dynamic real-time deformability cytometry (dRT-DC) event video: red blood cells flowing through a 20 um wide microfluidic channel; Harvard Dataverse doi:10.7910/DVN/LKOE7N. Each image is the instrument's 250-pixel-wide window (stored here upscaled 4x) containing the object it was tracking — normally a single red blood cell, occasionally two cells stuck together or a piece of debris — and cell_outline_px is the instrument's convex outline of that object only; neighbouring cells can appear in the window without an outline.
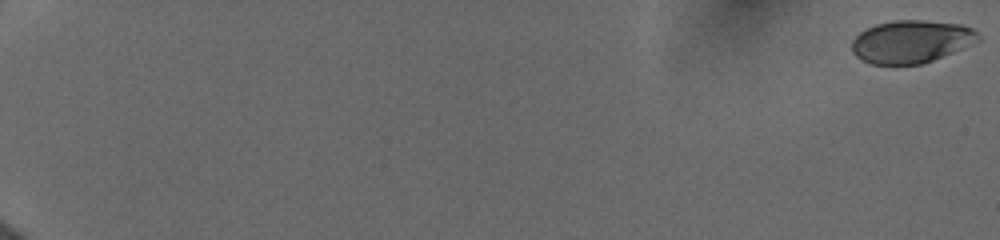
{"species": "human", "species_latin": "Homo sapiens", "temperature_condition": "cold", "stored_images_in_passage": 34, "camera_frame_rate_fps": 3000, "um_per_image_px": 0.085, "donor": {"sex": "female"}, "frame": {"image": 1, "passage_image": 1, "time_ms": 0.0, "image_size_px": [1000, 240], "cell_outline_px": [[980, 40], [952, 52], [932, 60], [920, 64], [872, 64], [860, 60], [852, 52], [852, 40], [864, 28], [876, 24], [896, 20], [924, 20], [960, 24], [972, 28], [980, 36]], "centroid_in_image_um": [77.41, 3.52], "position_along_channel_um": 7.6, "area_um2": 31.33}}
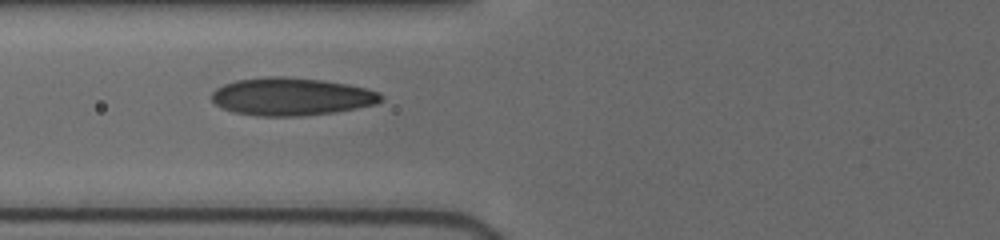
{"frame": {"image": 2, "passage_image": 20, "time_ms": 8.333, "image_size_px": [1000, 240], "cell_outline_px": [[384, 100], [376, 104], [356, 108], [332, 112], [304, 116], [256, 116], [232, 112], [220, 108], [212, 100], [212, 92], [216, 88], [224, 84], [236, 80], [264, 76], [284, 76], [320, 80], [348, 84], [380, 92], [384, 96]], "centroid_in_image_um": [24.75, 8.21], "position_along_channel_um": 101.1, "area_um2": 37.51}}
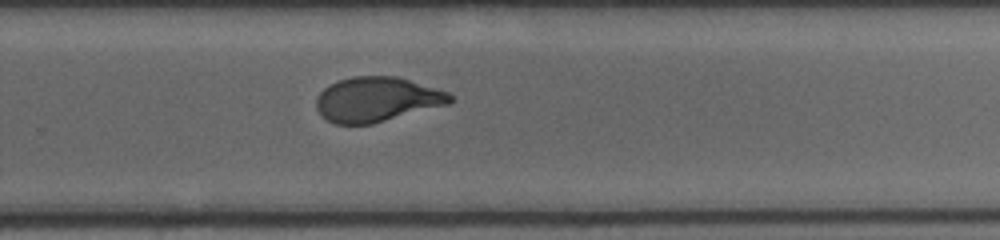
{"frame": {"image": 3, "passage_image": 34, "time_ms": 13.333, "image_size_px": [1000, 240], "cell_outline_px": [[452, 100], [448, 104], [372, 124], [336, 124], [320, 116], [316, 108], [316, 96], [324, 88], [340, 80], [352, 76], [396, 76], [448, 92], [452, 96]], "centroid_in_image_um": [32.0, 8.45], "position_along_channel_um": 297.8, "area_um2": 34.68}}